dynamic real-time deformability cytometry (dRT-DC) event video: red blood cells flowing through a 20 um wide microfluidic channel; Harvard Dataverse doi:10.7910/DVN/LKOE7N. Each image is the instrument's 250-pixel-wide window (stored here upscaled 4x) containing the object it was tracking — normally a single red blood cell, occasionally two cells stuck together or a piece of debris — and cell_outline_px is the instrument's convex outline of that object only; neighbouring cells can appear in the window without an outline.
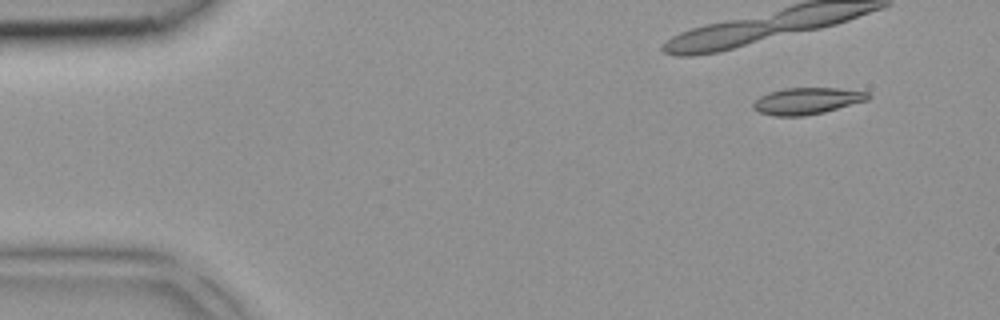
{"species": "common noctule bat (a hibernating species)", "species_latin": "Nyctalus noctula", "temperature_condition": "room temperature", "stored_images_in_passage": 4, "camera_frame_rate_fps": 3000, "um_per_image_px": 0.085, "animal": {"sex": "female", "body_mass_g": 18.4}, "frame": {"image": 1, "passage_image": 1, "time_ms": 0.0, "image_size_px": [1000, 320], "cell_outline_px": [[872, 96], [868, 100], [824, 112], [804, 116], [776, 116], [760, 112], [752, 108], [752, 104], [760, 96], [768, 92], [784, 88], [836, 88], [868, 92]], "centroid_in_image_um": [68.59, 8.58], "position_along_channel_um": 16.4, "area_um2": 17.8}}